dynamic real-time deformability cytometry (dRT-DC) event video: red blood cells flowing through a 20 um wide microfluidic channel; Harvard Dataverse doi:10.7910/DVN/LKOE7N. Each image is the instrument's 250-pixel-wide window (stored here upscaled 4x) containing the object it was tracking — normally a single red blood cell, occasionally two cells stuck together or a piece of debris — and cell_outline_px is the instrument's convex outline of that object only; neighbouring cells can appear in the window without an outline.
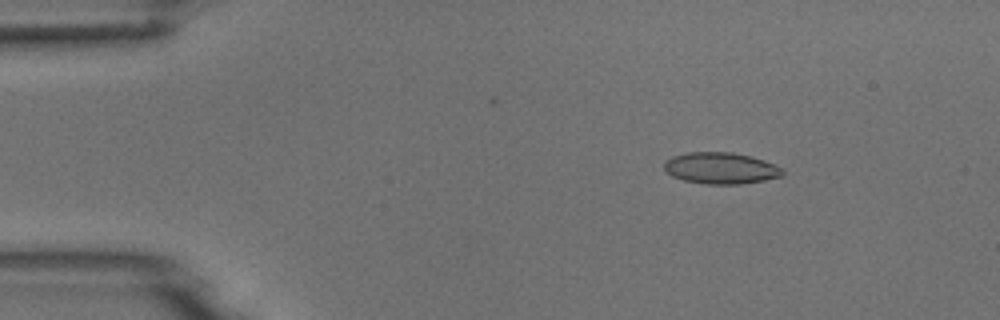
{"species": "common noctule bat (a hibernating species)", "species_latin": "Nyctalus noctula", "temperature_condition": "room temperature", "stored_images_in_passage": 53, "camera_frame_rate_fps": 3000, "um_per_image_px": 0.085, "animal": {"sex": "male", "body_mass_g": 18.8}, "frame": {"image": 1, "passage_image": 8, "time_ms": 2.333, "image_size_px": [1000, 320], "cell_outline_px": [[784, 176], [764, 180], [740, 184], [704, 184], [684, 180], [672, 176], [664, 168], [664, 160], [672, 156], [688, 152], [732, 152], [752, 156], [764, 160], [784, 168]], "centroid_in_image_um": [61.29, 14.29], "position_along_channel_um": 23.7, "area_um2": 21.91}}
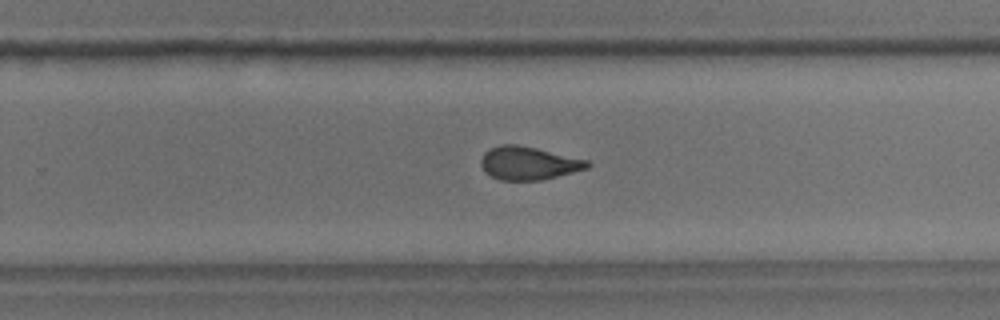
{"frame": {"image": 2, "passage_image": 34, "time_ms": 11.0, "image_size_px": [1000, 320], "cell_outline_px": [[592, 164], [588, 168], [540, 180], [500, 180], [484, 172], [480, 164], [480, 160], [484, 152], [488, 148], [500, 144], [516, 144], [536, 148], [588, 160]], "centroid_in_image_um": [44.88, 13.86], "position_along_channel_um": 284.9, "area_um2": 20.58}}
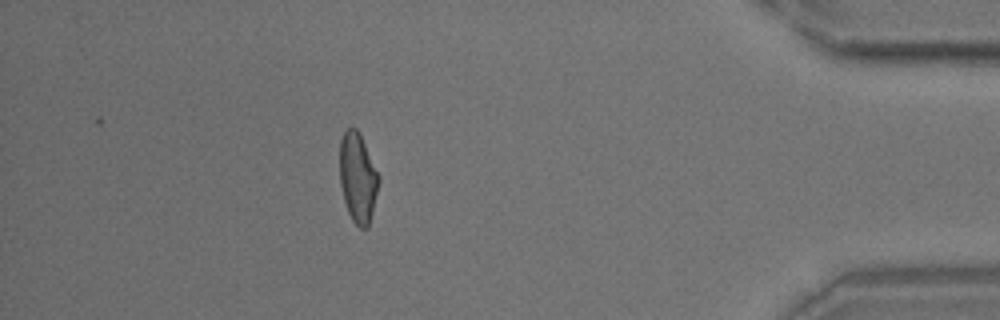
{"frame": {"image": 3, "passage_image": 47, "time_ms": 15.333, "image_size_px": [1000, 320], "cell_outline_px": [[380, 180], [368, 228], [360, 228], [352, 220], [348, 212], [344, 200], [340, 184], [340, 140], [344, 132], [348, 128], [356, 128], [360, 132], [380, 176]], "centroid_in_image_um": [30.42, 15.08], "position_along_channel_um": 404.8, "area_um2": 20.46}}